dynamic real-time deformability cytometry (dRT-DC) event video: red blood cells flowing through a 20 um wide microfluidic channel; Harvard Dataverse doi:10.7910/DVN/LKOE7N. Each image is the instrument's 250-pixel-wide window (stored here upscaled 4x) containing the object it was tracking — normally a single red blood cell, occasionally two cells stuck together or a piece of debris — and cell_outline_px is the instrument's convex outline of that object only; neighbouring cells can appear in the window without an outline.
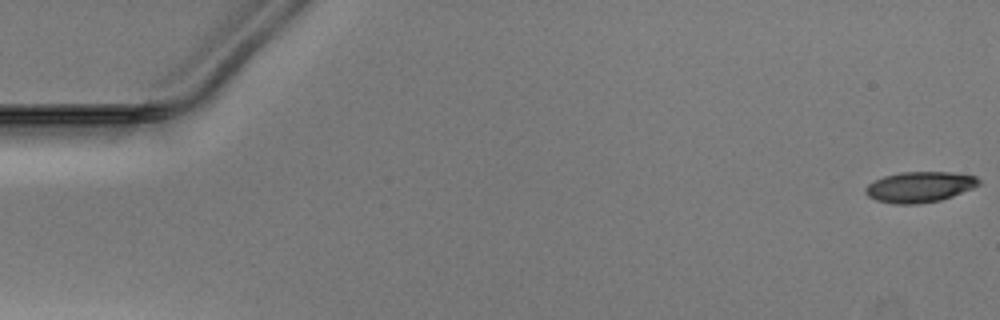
{"species": "Egyptian fruit bat (a non-hibernating species)", "species_latin": "Rousettus aegyptiacus", "temperature_condition": "warm", "stored_images_in_passage": 52, "camera_frame_rate_fps": 3000, "um_per_image_px": 0.085, "animal": {"sex": "male"}, "frame": {"image": 1, "passage_image": 1, "time_ms": 0.0, "image_size_px": [1000, 320], "cell_outline_px": [[980, 184], [972, 188], [952, 196], [940, 200], [916, 204], [892, 204], [876, 200], [868, 196], [864, 192], [864, 188], [868, 184], [884, 176], [904, 172], [948, 172], [976, 176], [980, 180]], "centroid_in_image_um": [78.15, 15.89], "position_along_channel_um": 6.9, "area_um2": 20.11}}
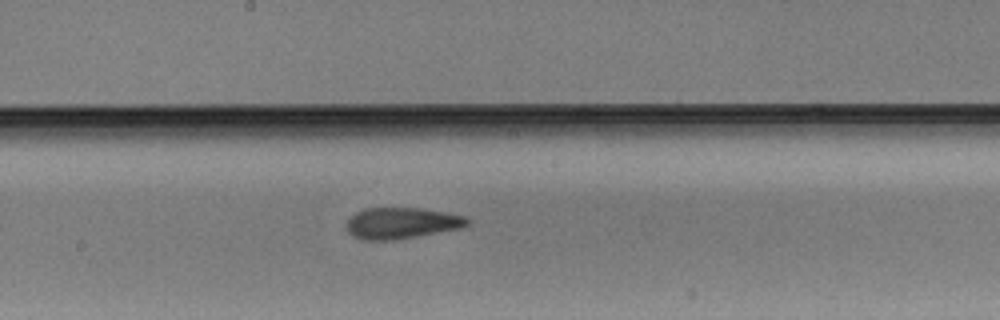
{"frame": {"image": 2, "passage_image": 28, "time_ms": 9.0, "image_size_px": [1000, 320], "cell_outline_px": [[472, 220], [464, 228], [420, 236], [392, 240], [364, 240], [352, 236], [348, 232], [348, 220], [356, 212], [364, 208], [420, 208], [444, 212], [464, 216]], "centroid_in_image_um": [34.18, 18.97], "position_along_channel_um": 214.0, "area_um2": 22.08}}
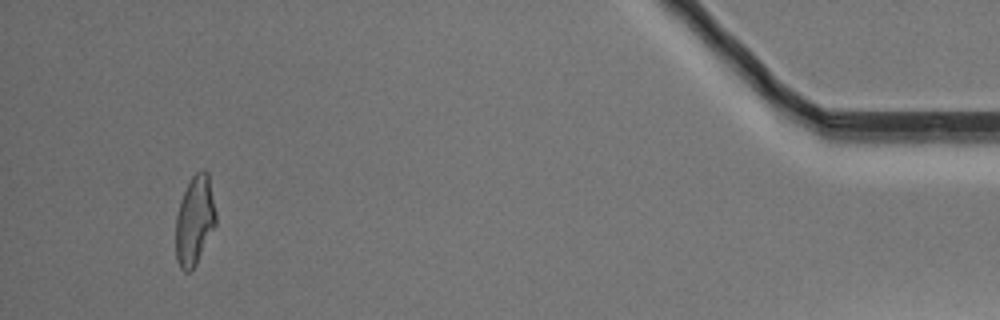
{"frame": {"image": 3, "passage_image": 49, "time_ms": 16.0, "image_size_px": [1000, 320], "cell_outline_px": [[216, 224], [196, 264], [188, 272], [184, 272], [180, 268], [176, 260], [176, 216], [180, 200], [192, 176], [200, 168], [204, 168], [208, 172], [216, 212]], "centroid_in_image_um": [16.55, 18.72], "position_along_channel_um": 418.7, "area_um2": 20.92}}